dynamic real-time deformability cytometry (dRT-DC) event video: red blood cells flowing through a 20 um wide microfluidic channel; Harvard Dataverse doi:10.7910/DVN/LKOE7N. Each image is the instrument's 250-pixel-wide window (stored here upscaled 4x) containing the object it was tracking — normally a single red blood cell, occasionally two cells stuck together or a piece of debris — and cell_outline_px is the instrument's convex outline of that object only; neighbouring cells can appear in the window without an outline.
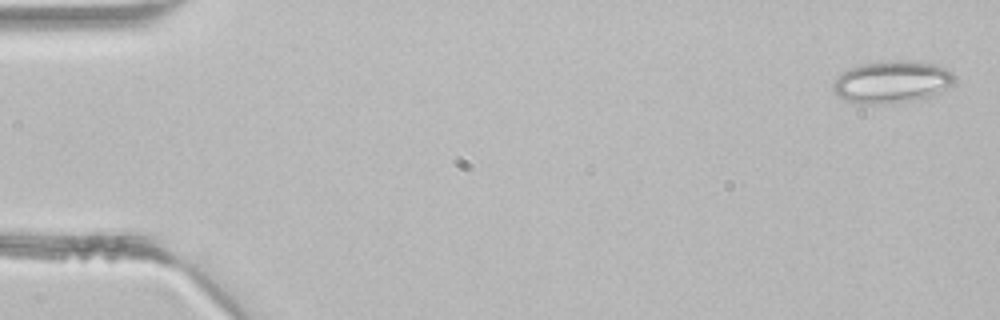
{"species": "common noctule bat (a hibernating species)", "species_latin": "Nyctalus noctula", "temperature_condition": "room temperature", "stored_images_in_passage": 3, "camera_frame_rate_fps": 3000, "um_per_image_px": 0.085, "animal": {"sex": "male", "body_mass_g": 21.5, "forearm_length_mm": 52.0}, "frame": {"image": 1, "passage_image": 1, "time_ms": 0.0, "image_size_px": [1000, 320], "cell_outline_px": [[956, 76], [940, 92], [932, 96], [912, 100], [884, 104], [856, 104], [844, 100], [836, 96], [832, 88], [832, 80], [836, 76], [848, 68], [864, 64], [888, 60], [916, 60], [936, 64], [952, 72]], "centroid_in_image_um": [75.72, 6.96], "position_along_channel_um": 9.3, "area_um2": 30.17}}
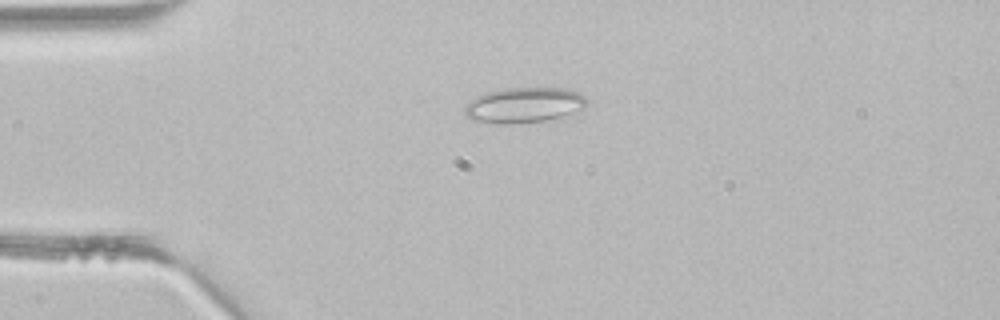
{"frame": {"image": 2, "passage_image": 3, "time_ms": 0.667, "image_size_px": [1000, 320], "cell_outline_px": [[588, 100], [580, 108], [572, 112], [560, 116], [544, 120], [476, 120], [468, 116], [464, 112], [464, 108], [476, 96], [488, 92], [508, 88], [564, 88], [580, 92]], "centroid_in_image_um": [44.6, 8.85], "position_along_channel_um": 40.4, "area_um2": 23.41}}